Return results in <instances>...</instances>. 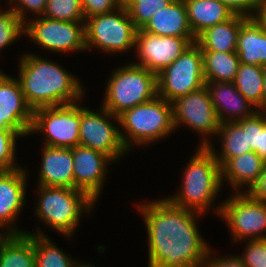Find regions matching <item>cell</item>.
<instances>
[{
    "label": "cell",
    "mask_w": 266,
    "mask_h": 267,
    "mask_svg": "<svg viewBox=\"0 0 266 267\" xmlns=\"http://www.w3.org/2000/svg\"><path fill=\"white\" fill-rule=\"evenodd\" d=\"M148 234V267H206L211 247L201 237L203 214L172 204L167 198L137 205Z\"/></svg>",
    "instance_id": "obj_1"
},
{
    "label": "cell",
    "mask_w": 266,
    "mask_h": 267,
    "mask_svg": "<svg viewBox=\"0 0 266 267\" xmlns=\"http://www.w3.org/2000/svg\"><path fill=\"white\" fill-rule=\"evenodd\" d=\"M19 61L17 79L32 110L74 104L84 98L83 84L57 62L31 52Z\"/></svg>",
    "instance_id": "obj_2"
},
{
    "label": "cell",
    "mask_w": 266,
    "mask_h": 267,
    "mask_svg": "<svg viewBox=\"0 0 266 267\" xmlns=\"http://www.w3.org/2000/svg\"><path fill=\"white\" fill-rule=\"evenodd\" d=\"M179 192L167 199L174 205L206 213L221 191V167L208 147H199L184 168Z\"/></svg>",
    "instance_id": "obj_3"
},
{
    "label": "cell",
    "mask_w": 266,
    "mask_h": 267,
    "mask_svg": "<svg viewBox=\"0 0 266 267\" xmlns=\"http://www.w3.org/2000/svg\"><path fill=\"white\" fill-rule=\"evenodd\" d=\"M120 136L130 152L132 145H150L165 139L175 130L172 103L158 95L143 104L125 110L118 116Z\"/></svg>",
    "instance_id": "obj_4"
},
{
    "label": "cell",
    "mask_w": 266,
    "mask_h": 267,
    "mask_svg": "<svg viewBox=\"0 0 266 267\" xmlns=\"http://www.w3.org/2000/svg\"><path fill=\"white\" fill-rule=\"evenodd\" d=\"M39 198L35 213L47 227L64 237H72L82 214L93 209L94 201L86 192L68 187L37 185Z\"/></svg>",
    "instance_id": "obj_5"
},
{
    "label": "cell",
    "mask_w": 266,
    "mask_h": 267,
    "mask_svg": "<svg viewBox=\"0 0 266 267\" xmlns=\"http://www.w3.org/2000/svg\"><path fill=\"white\" fill-rule=\"evenodd\" d=\"M110 76L101 105L115 116L158 95L157 75L145 67L128 63Z\"/></svg>",
    "instance_id": "obj_6"
},
{
    "label": "cell",
    "mask_w": 266,
    "mask_h": 267,
    "mask_svg": "<svg viewBox=\"0 0 266 267\" xmlns=\"http://www.w3.org/2000/svg\"><path fill=\"white\" fill-rule=\"evenodd\" d=\"M137 30L124 5L110 13L87 18L84 21L86 49L128 53L135 49Z\"/></svg>",
    "instance_id": "obj_7"
},
{
    "label": "cell",
    "mask_w": 266,
    "mask_h": 267,
    "mask_svg": "<svg viewBox=\"0 0 266 267\" xmlns=\"http://www.w3.org/2000/svg\"><path fill=\"white\" fill-rule=\"evenodd\" d=\"M234 194L213 211L231 231L232 242L266 239V203L254 199L248 192Z\"/></svg>",
    "instance_id": "obj_8"
},
{
    "label": "cell",
    "mask_w": 266,
    "mask_h": 267,
    "mask_svg": "<svg viewBox=\"0 0 266 267\" xmlns=\"http://www.w3.org/2000/svg\"><path fill=\"white\" fill-rule=\"evenodd\" d=\"M203 53L194 42L179 58L157 75L159 97L172 103L205 86Z\"/></svg>",
    "instance_id": "obj_9"
},
{
    "label": "cell",
    "mask_w": 266,
    "mask_h": 267,
    "mask_svg": "<svg viewBox=\"0 0 266 267\" xmlns=\"http://www.w3.org/2000/svg\"><path fill=\"white\" fill-rule=\"evenodd\" d=\"M80 105L41 107L33 110V122L29 135H44V145L73 148L79 145Z\"/></svg>",
    "instance_id": "obj_10"
},
{
    "label": "cell",
    "mask_w": 266,
    "mask_h": 267,
    "mask_svg": "<svg viewBox=\"0 0 266 267\" xmlns=\"http://www.w3.org/2000/svg\"><path fill=\"white\" fill-rule=\"evenodd\" d=\"M99 109V112H95L80 106L79 145L98 150L117 161L128 151L122 143L120 129L117 127L119 118L102 105Z\"/></svg>",
    "instance_id": "obj_11"
},
{
    "label": "cell",
    "mask_w": 266,
    "mask_h": 267,
    "mask_svg": "<svg viewBox=\"0 0 266 267\" xmlns=\"http://www.w3.org/2000/svg\"><path fill=\"white\" fill-rule=\"evenodd\" d=\"M50 52L86 51L84 22L61 21L43 16L24 23V35Z\"/></svg>",
    "instance_id": "obj_12"
},
{
    "label": "cell",
    "mask_w": 266,
    "mask_h": 267,
    "mask_svg": "<svg viewBox=\"0 0 266 267\" xmlns=\"http://www.w3.org/2000/svg\"><path fill=\"white\" fill-rule=\"evenodd\" d=\"M172 106L174 128L187 126L202 137L199 147H208L213 141L206 136H216L220 122L206 86L179 97Z\"/></svg>",
    "instance_id": "obj_13"
},
{
    "label": "cell",
    "mask_w": 266,
    "mask_h": 267,
    "mask_svg": "<svg viewBox=\"0 0 266 267\" xmlns=\"http://www.w3.org/2000/svg\"><path fill=\"white\" fill-rule=\"evenodd\" d=\"M194 42H196L195 38L162 37L138 29L135 48L139 60L138 62L132 61V63L158 75L176 61Z\"/></svg>",
    "instance_id": "obj_14"
},
{
    "label": "cell",
    "mask_w": 266,
    "mask_h": 267,
    "mask_svg": "<svg viewBox=\"0 0 266 267\" xmlns=\"http://www.w3.org/2000/svg\"><path fill=\"white\" fill-rule=\"evenodd\" d=\"M32 122L33 110L19 80L0 71V129L13 130L24 137L29 135Z\"/></svg>",
    "instance_id": "obj_15"
},
{
    "label": "cell",
    "mask_w": 266,
    "mask_h": 267,
    "mask_svg": "<svg viewBox=\"0 0 266 267\" xmlns=\"http://www.w3.org/2000/svg\"><path fill=\"white\" fill-rule=\"evenodd\" d=\"M111 163L114 161L98 150L82 145L73 147L74 188L86 192L97 202Z\"/></svg>",
    "instance_id": "obj_16"
},
{
    "label": "cell",
    "mask_w": 266,
    "mask_h": 267,
    "mask_svg": "<svg viewBox=\"0 0 266 267\" xmlns=\"http://www.w3.org/2000/svg\"><path fill=\"white\" fill-rule=\"evenodd\" d=\"M27 169L0 171V228L3 234H25L14 225L26 204ZM12 224V225H11ZM3 227V228H2Z\"/></svg>",
    "instance_id": "obj_17"
},
{
    "label": "cell",
    "mask_w": 266,
    "mask_h": 267,
    "mask_svg": "<svg viewBox=\"0 0 266 267\" xmlns=\"http://www.w3.org/2000/svg\"><path fill=\"white\" fill-rule=\"evenodd\" d=\"M205 86L220 123L237 122L258 111L237 90L234 82H206Z\"/></svg>",
    "instance_id": "obj_18"
},
{
    "label": "cell",
    "mask_w": 266,
    "mask_h": 267,
    "mask_svg": "<svg viewBox=\"0 0 266 267\" xmlns=\"http://www.w3.org/2000/svg\"><path fill=\"white\" fill-rule=\"evenodd\" d=\"M37 185L74 188L73 148L43 146Z\"/></svg>",
    "instance_id": "obj_19"
},
{
    "label": "cell",
    "mask_w": 266,
    "mask_h": 267,
    "mask_svg": "<svg viewBox=\"0 0 266 267\" xmlns=\"http://www.w3.org/2000/svg\"><path fill=\"white\" fill-rule=\"evenodd\" d=\"M142 30L162 37L195 38L183 0H173L167 7L155 13Z\"/></svg>",
    "instance_id": "obj_20"
},
{
    "label": "cell",
    "mask_w": 266,
    "mask_h": 267,
    "mask_svg": "<svg viewBox=\"0 0 266 267\" xmlns=\"http://www.w3.org/2000/svg\"><path fill=\"white\" fill-rule=\"evenodd\" d=\"M264 165L265 161L254 151L232 157L221 167L222 186L226 180L234 192L244 191L245 186L248 192L258 181Z\"/></svg>",
    "instance_id": "obj_21"
},
{
    "label": "cell",
    "mask_w": 266,
    "mask_h": 267,
    "mask_svg": "<svg viewBox=\"0 0 266 267\" xmlns=\"http://www.w3.org/2000/svg\"><path fill=\"white\" fill-rule=\"evenodd\" d=\"M248 18L233 15L202 32L196 43L202 52H236L239 29Z\"/></svg>",
    "instance_id": "obj_22"
},
{
    "label": "cell",
    "mask_w": 266,
    "mask_h": 267,
    "mask_svg": "<svg viewBox=\"0 0 266 267\" xmlns=\"http://www.w3.org/2000/svg\"><path fill=\"white\" fill-rule=\"evenodd\" d=\"M236 53L240 63L266 66V31L254 18H248L241 25Z\"/></svg>",
    "instance_id": "obj_23"
},
{
    "label": "cell",
    "mask_w": 266,
    "mask_h": 267,
    "mask_svg": "<svg viewBox=\"0 0 266 267\" xmlns=\"http://www.w3.org/2000/svg\"><path fill=\"white\" fill-rule=\"evenodd\" d=\"M195 39L211 26L229 20L233 13L219 0H183Z\"/></svg>",
    "instance_id": "obj_24"
},
{
    "label": "cell",
    "mask_w": 266,
    "mask_h": 267,
    "mask_svg": "<svg viewBox=\"0 0 266 267\" xmlns=\"http://www.w3.org/2000/svg\"><path fill=\"white\" fill-rule=\"evenodd\" d=\"M0 267H35L33 234H1Z\"/></svg>",
    "instance_id": "obj_25"
},
{
    "label": "cell",
    "mask_w": 266,
    "mask_h": 267,
    "mask_svg": "<svg viewBox=\"0 0 266 267\" xmlns=\"http://www.w3.org/2000/svg\"><path fill=\"white\" fill-rule=\"evenodd\" d=\"M221 138L220 151L210 144L208 148L213 153L215 159L222 167L230 158L241 154L252 152L250 146H247L246 130H242L235 122L220 123L216 137Z\"/></svg>",
    "instance_id": "obj_26"
},
{
    "label": "cell",
    "mask_w": 266,
    "mask_h": 267,
    "mask_svg": "<svg viewBox=\"0 0 266 267\" xmlns=\"http://www.w3.org/2000/svg\"><path fill=\"white\" fill-rule=\"evenodd\" d=\"M205 82H234L240 64L236 52H202Z\"/></svg>",
    "instance_id": "obj_27"
},
{
    "label": "cell",
    "mask_w": 266,
    "mask_h": 267,
    "mask_svg": "<svg viewBox=\"0 0 266 267\" xmlns=\"http://www.w3.org/2000/svg\"><path fill=\"white\" fill-rule=\"evenodd\" d=\"M263 83L264 67L239 64L235 87L257 110H262Z\"/></svg>",
    "instance_id": "obj_28"
},
{
    "label": "cell",
    "mask_w": 266,
    "mask_h": 267,
    "mask_svg": "<svg viewBox=\"0 0 266 267\" xmlns=\"http://www.w3.org/2000/svg\"><path fill=\"white\" fill-rule=\"evenodd\" d=\"M33 234L35 267H74L75 261L64 253L40 228Z\"/></svg>",
    "instance_id": "obj_29"
},
{
    "label": "cell",
    "mask_w": 266,
    "mask_h": 267,
    "mask_svg": "<svg viewBox=\"0 0 266 267\" xmlns=\"http://www.w3.org/2000/svg\"><path fill=\"white\" fill-rule=\"evenodd\" d=\"M173 0H123L130 19L137 29H142L152 16L167 7Z\"/></svg>",
    "instance_id": "obj_30"
},
{
    "label": "cell",
    "mask_w": 266,
    "mask_h": 267,
    "mask_svg": "<svg viewBox=\"0 0 266 267\" xmlns=\"http://www.w3.org/2000/svg\"><path fill=\"white\" fill-rule=\"evenodd\" d=\"M42 16L61 21H85L81 0H47Z\"/></svg>",
    "instance_id": "obj_31"
},
{
    "label": "cell",
    "mask_w": 266,
    "mask_h": 267,
    "mask_svg": "<svg viewBox=\"0 0 266 267\" xmlns=\"http://www.w3.org/2000/svg\"><path fill=\"white\" fill-rule=\"evenodd\" d=\"M24 33V23L10 8L0 9V51L14 44Z\"/></svg>",
    "instance_id": "obj_32"
},
{
    "label": "cell",
    "mask_w": 266,
    "mask_h": 267,
    "mask_svg": "<svg viewBox=\"0 0 266 267\" xmlns=\"http://www.w3.org/2000/svg\"><path fill=\"white\" fill-rule=\"evenodd\" d=\"M21 136L13 131L0 129V171L21 167L16 164V141Z\"/></svg>",
    "instance_id": "obj_33"
},
{
    "label": "cell",
    "mask_w": 266,
    "mask_h": 267,
    "mask_svg": "<svg viewBox=\"0 0 266 267\" xmlns=\"http://www.w3.org/2000/svg\"><path fill=\"white\" fill-rule=\"evenodd\" d=\"M242 130H246L247 146L257 154L259 129L266 124V111L258 110L252 116L235 122Z\"/></svg>",
    "instance_id": "obj_34"
},
{
    "label": "cell",
    "mask_w": 266,
    "mask_h": 267,
    "mask_svg": "<svg viewBox=\"0 0 266 267\" xmlns=\"http://www.w3.org/2000/svg\"><path fill=\"white\" fill-rule=\"evenodd\" d=\"M245 251L238 255L246 267H266V239L248 240Z\"/></svg>",
    "instance_id": "obj_35"
},
{
    "label": "cell",
    "mask_w": 266,
    "mask_h": 267,
    "mask_svg": "<svg viewBox=\"0 0 266 267\" xmlns=\"http://www.w3.org/2000/svg\"><path fill=\"white\" fill-rule=\"evenodd\" d=\"M123 5V0H81L84 18L110 13Z\"/></svg>",
    "instance_id": "obj_36"
},
{
    "label": "cell",
    "mask_w": 266,
    "mask_h": 267,
    "mask_svg": "<svg viewBox=\"0 0 266 267\" xmlns=\"http://www.w3.org/2000/svg\"><path fill=\"white\" fill-rule=\"evenodd\" d=\"M46 4L47 0H10L9 7L19 16L23 23H26L28 20L26 14L28 12L32 13V15L34 13V17L42 16Z\"/></svg>",
    "instance_id": "obj_37"
},
{
    "label": "cell",
    "mask_w": 266,
    "mask_h": 267,
    "mask_svg": "<svg viewBox=\"0 0 266 267\" xmlns=\"http://www.w3.org/2000/svg\"><path fill=\"white\" fill-rule=\"evenodd\" d=\"M223 3L233 15L245 18H253L255 16L257 6L261 0H219Z\"/></svg>",
    "instance_id": "obj_38"
},
{
    "label": "cell",
    "mask_w": 266,
    "mask_h": 267,
    "mask_svg": "<svg viewBox=\"0 0 266 267\" xmlns=\"http://www.w3.org/2000/svg\"><path fill=\"white\" fill-rule=\"evenodd\" d=\"M211 255H213V249H210L208 253L206 267H246L243 260L238 255L223 257H216L214 255L215 258Z\"/></svg>",
    "instance_id": "obj_39"
},
{
    "label": "cell",
    "mask_w": 266,
    "mask_h": 267,
    "mask_svg": "<svg viewBox=\"0 0 266 267\" xmlns=\"http://www.w3.org/2000/svg\"><path fill=\"white\" fill-rule=\"evenodd\" d=\"M248 193L256 200L266 203V162L258 181L251 187Z\"/></svg>",
    "instance_id": "obj_40"
},
{
    "label": "cell",
    "mask_w": 266,
    "mask_h": 267,
    "mask_svg": "<svg viewBox=\"0 0 266 267\" xmlns=\"http://www.w3.org/2000/svg\"><path fill=\"white\" fill-rule=\"evenodd\" d=\"M266 31V0H261L257 6L255 16L253 17Z\"/></svg>",
    "instance_id": "obj_41"
},
{
    "label": "cell",
    "mask_w": 266,
    "mask_h": 267,
    "mask_svg": "<svg viewBox=\"0 0 266 267\" xmlns=\"http://www.w3.org/2000/svg\"><path fill=\"white\" fill-rule=\"evenodd\" d=\"M257 154L266 162V124L259 129Z\"/></svg>",
    "instance_id": "obj_42"
},
{
    "label": "cell",
    "mask_w": 266,
    "mask_h": 267,
    "mask_svg": "<svg viewBox=\"0 0 266 267\" xmlns=\"http://www.w3.org/2000/svg\"><path fill=\"white\" fill-rule=\"evenodd\" d=\"M262 110H266V66L264 67V83H263V95H262Z\"/></svg>",
    "instance_id": "obj_43"
},
{
    "label": "cell",
    "mask_w": 266,
    "mask_h": 267,
    "mask_svg": "<svg viewBox=\"0 0 266 267\" xmlns=\"http://www.w3.org/2000/svg\"><path fill=\"white\" fill-rule=\"evenodd\" d=\"M74 267H95L94 265H91L89 263H82V262H75ZM97 267V266H96Z\"/></svg>",
    "instance_id": "obj_44"
}]
</instances>
